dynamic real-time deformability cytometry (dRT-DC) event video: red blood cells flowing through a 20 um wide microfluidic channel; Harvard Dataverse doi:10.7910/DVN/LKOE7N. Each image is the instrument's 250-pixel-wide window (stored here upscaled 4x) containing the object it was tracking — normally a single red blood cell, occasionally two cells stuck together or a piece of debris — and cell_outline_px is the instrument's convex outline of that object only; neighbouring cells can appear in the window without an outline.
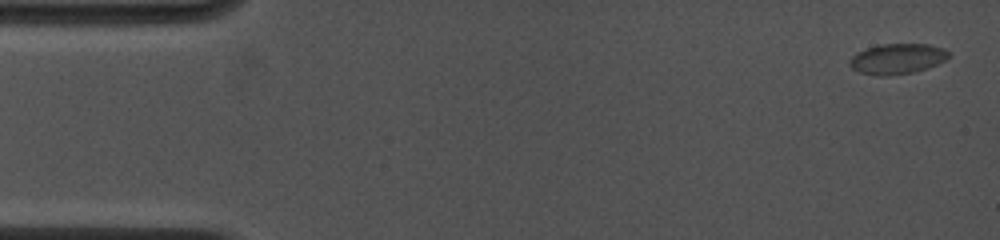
{"species": "common noctule bat (a hibernating species)", "species_latin": "Nyctalus noctula", "temperature_condition": "cold", "stored_images_in_passage": 10, "camera_frame_rate_fps": 4500, "um_per_image_px": 0.085, "animal": {"sex": "female", "body_mass_g": 19.0, "forearm_length_mm": 53.3}, "frame": {"image": 1, "passage_image": 1, "time_ms": 0.0, "image_size_px": [1000, 240], "cell_outline_px": [[952, 56], [928, 68], [912, 72], [888, 76], [876, 76], [860, 72], [852, 68], [848, 64], [848, 60], [856, 52], [880, 44], [928, 44], [944, 48]], "centroid_in_image_um": [76.25, 5.0], "position_along_channel_um": 8.8, "area_um2": 17.63}}
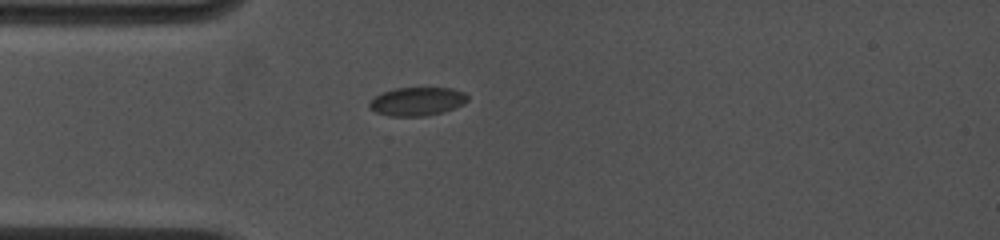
{"frame": {"image": 2, "passage_image": 7, "time_ms": 4.222, "image_size_px": [1000, 240], "cell_outline_px": [[468, 100], [464, 104], [444, 112], [424, 116], [388, 116], [376, 112], [368, 108], [368, 104], [376, 96], [384, 92], [396, 88], [452, 88], [464, 92], [468, 96]], "centroid_in_image_um": [35.47, 8.63], "position_along_channel_um": 49.5, "area_um2": 16.3}}
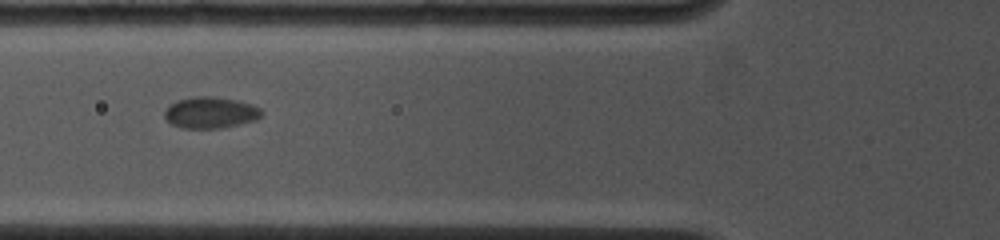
{"frame": {"image": 3, "passage_image": 9, "time_ms": 6.0, "image_size_px": [1000, 240], "cell_outline_px": [[264, 112], [256, 120], [240, 124], [220, 128], [180, 128], [172, 124], [164, 116], [164, 112], [168, 104], [176, 100], [196, 96], [212, 96], [236, 100], [252, 104], [260, 108]], "centroid_in_image_um": [17.88, 9.56], "position_along_channel_um": 107.9, "area_um2": 17.86}}